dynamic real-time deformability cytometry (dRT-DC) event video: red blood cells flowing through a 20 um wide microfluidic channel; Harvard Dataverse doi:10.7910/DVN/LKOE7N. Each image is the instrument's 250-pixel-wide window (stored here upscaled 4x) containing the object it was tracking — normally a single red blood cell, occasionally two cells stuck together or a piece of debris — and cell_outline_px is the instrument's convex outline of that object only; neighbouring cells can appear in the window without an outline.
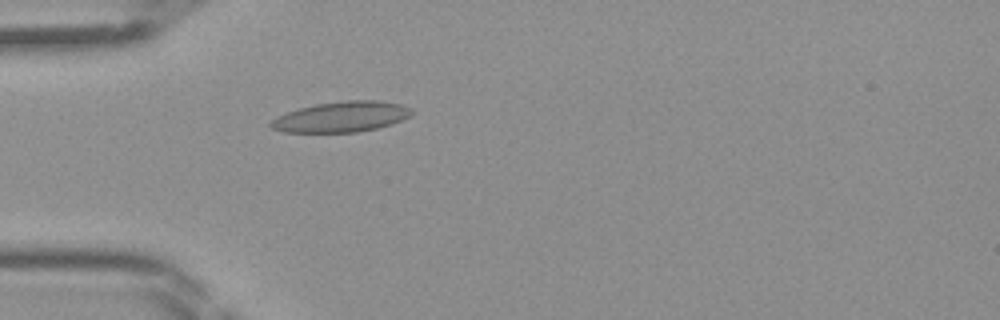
{"species": "Egyptian fruit bat (a non-hibernating species)", "species_latin": "Rousettus aegyptiacus", "temperature_condition": "room temperature", "stored_images_in_passage": 36, "camera_frame_rate_fps": 3000, "um_per_image_px": 0.085, "frame": {"image": 1, "passage_image": 4, "time_ms": 1.0, "image_size_px": [1000, 320], "cell_outline_px": [[412, 112], [408, 116], [400, 120], [376, 128], [356, 132], [284, 132], [272, 128], [268, 124], [272, 120], [288, 112], [300, 108], [316, 104], [344, 100], [380, 100], [400, 104], [412, 108]], "centroid_in_image_um": [29.01, 9.92], "position_along_channel_um": 56.0, "area_um2": 24.68}}
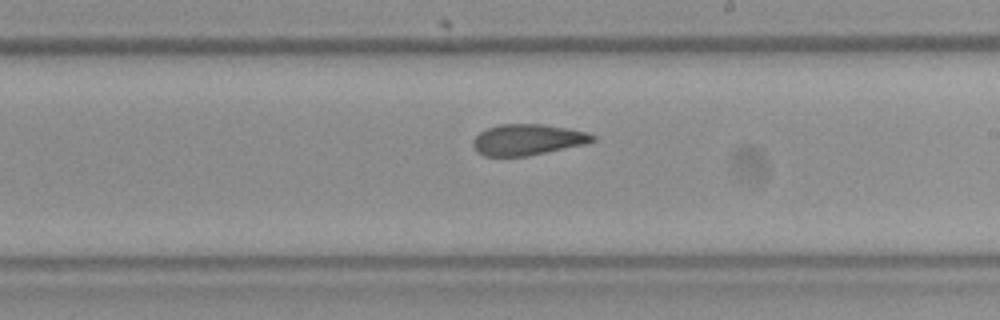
{"frame": {"image": 2, "passage_image": 17, "time_ms": 5.333, "image_size_px": [1000, 320], "cell_outline_px": [[596, 140], [588, 144], [528, 156], [484, 156], [476, 152], [472, 144], [472, 140], [480, 132], [488, 128], [500, 124], [544, 124], [568, 128], [588, 132], [596, 136]], "centroid_in_image_um": [44.88, 11.87], "position_along_channel_um": 244.1, "area_um2": 21.91}}
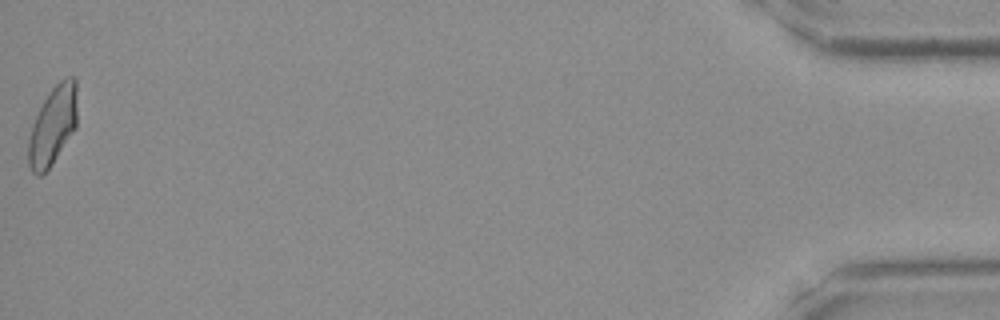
{"frame": {"image": 3, "passage_image": 36, "time_ms": 11.667, "image_size_px": [1000, 320], "cell_outline_px": [[76, 128], [52, 164], [40, 176], [36, 176], [32, 172], [28, 164], [28, 140], [32, 124], [44, 100], [52, 88], [60, 80], [68, 76], [72, 76], [76, 80]], "centroid_in_image_um": [4.48, 10.69], "position_along_channel_um": 430.7, "area_um2": 22.25}}